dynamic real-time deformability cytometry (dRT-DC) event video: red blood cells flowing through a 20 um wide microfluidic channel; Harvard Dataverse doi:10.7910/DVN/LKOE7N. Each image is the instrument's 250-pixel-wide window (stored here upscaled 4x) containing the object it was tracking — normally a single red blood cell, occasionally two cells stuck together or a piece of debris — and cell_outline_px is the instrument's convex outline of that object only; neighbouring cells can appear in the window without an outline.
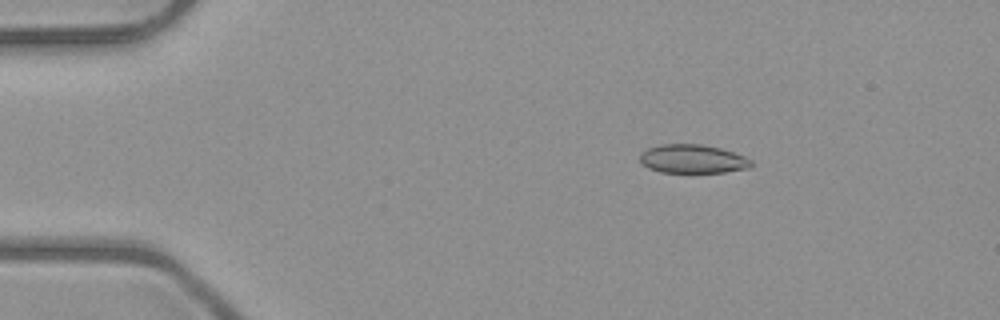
{"species": "common noctule bat (a hibernating species)", "species_latin": "Nyctalus noctula", "temperature_condition": "room temperature", "stored_images_in_passage": 51, "camera_frame_rate_fps": 3000, "um_per_image_px": 0.085, "animal": {"sex": "male", "body_mass_g": 23.1, "forearm_length_mm": 52.7}, "frame": {"image": 1, "passage_image": 8, "time_ms": 2.333, "image_size_px": [1000, 320], "cell_outline_px": [[752, 164], [748, 168], [724, 172], [660, 172], [648, 168], [640, 160], [640, 152], [648, 148], [660, 144], [704, 144], [720, 148], [744, 156], [752, 160]], "centroid_in_image_um": [58.86, 13.5], "position_along_channel_um": 26.1, "area_um2": 18.55}}
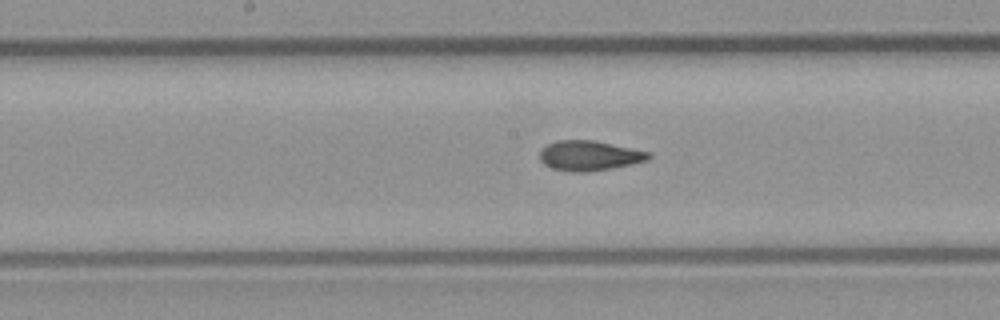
{"frame": {"image": 2, "passage_image": 26, "time_ms": 8.333, "image_size_px": [1000, 320], "cell_outline_px": [[652, 156], [648, 160], [632, 164], [612, 168], [588, 172], [572, 172], [552, 168], [544, 164], [540, 160], [540, 152], [548, 144], [556, 140], [592, 140], [652, 152]], "centroid_in_image_um": [50.12, 13.23], "position_along_channel_um": 198.1, "area_um2": 19.02}}
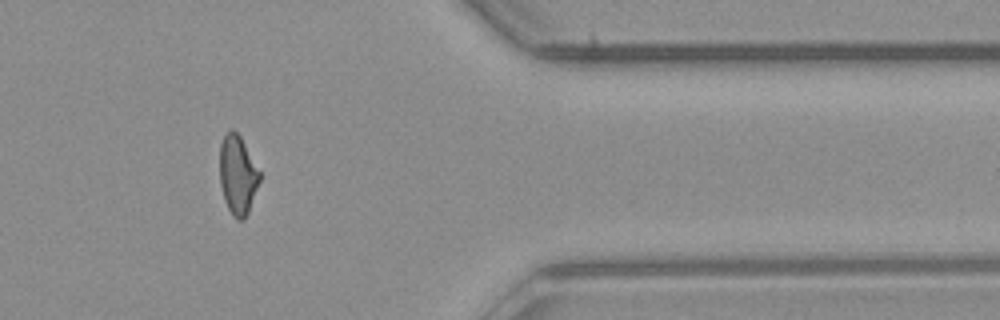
{"frame": {"image": 3, "passage_image": 42, "time_ms": 13.667, "image_size_px": [1000, 320], "cell_outline_px": [[260, 180], [248, 212], [244, 220], [236, 220], [232, 216], [224, 200], [220, 184], [220, 144], [224, 136], [232, 128], [240, 136], [260, 172]], "centroid_in_image_um": [20.19, 14.9], "position_along_channel_um": 391.2, "area_um2": 18.26}, "authors_computed_cell_mechanics": {"area_um2": 19.0162, "velocity_mm_per_s": 4.0322, "shape_relaxation_time_tau1_ms": null, "shape_relaxation_time_tau2_ms": 2.1405, "deformation_change_tau1": null, "deformation_change_tau2": 0.0765}}